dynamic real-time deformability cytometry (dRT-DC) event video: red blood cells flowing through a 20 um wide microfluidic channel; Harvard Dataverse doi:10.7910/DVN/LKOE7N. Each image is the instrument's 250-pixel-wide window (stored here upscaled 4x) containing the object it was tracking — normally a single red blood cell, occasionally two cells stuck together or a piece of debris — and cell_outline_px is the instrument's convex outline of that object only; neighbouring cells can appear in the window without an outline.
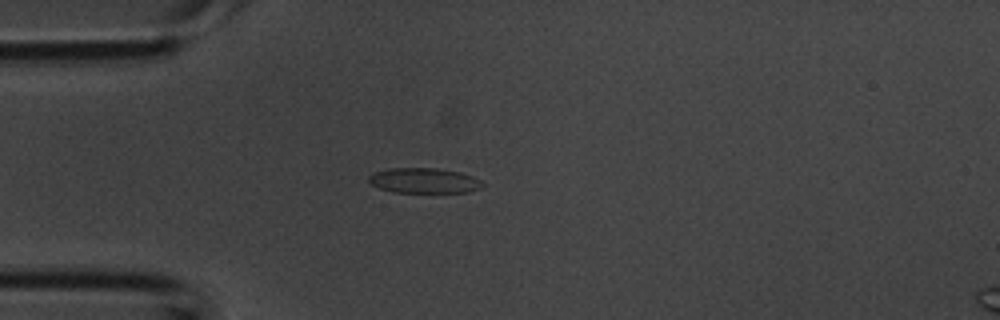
{"species": "common noctule bat (a hibernating species)", "species_latin": "Nyctalus noctula", "temperature_condition": "room temperature", "stored_images_in_passage": 28, "camera_frame_rate_fps": 3000, "um_per_image_px": 0.085, "animal": {"sex": "male", "body_mass_g": 20.1, "forearm_length_mm": 53.5}, "frame": {"image": 1, "passage_image": 1, "time_ms": 0.0, "image_size_px": [1000, 320], "cell_outline_px": [[484, 184], [480, 188], [468, 192], [392, 192], [380, 188], [372, 184], [368, 180], [368, 176], [372, 172], [388, 168], [436, 168], [460, 172], [472, 176], [480, 180]], "centroid_in_image_um": [36.01, 15.34], "position_along_channel_um": 49.0, "area_um2": 16.7}}
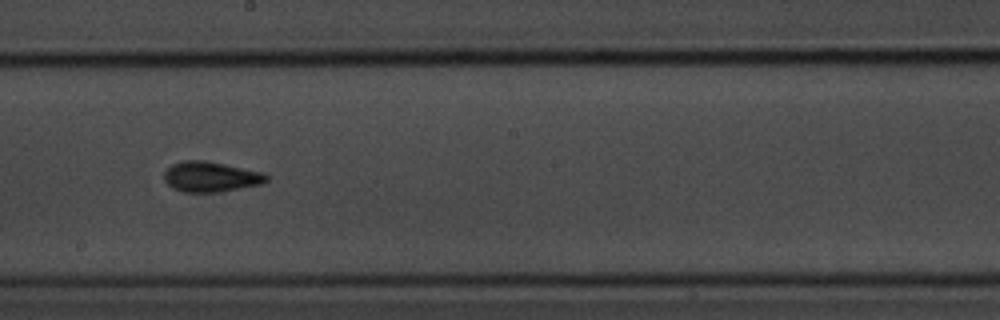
{"frame": {"image": 2, "passage_image": 13, "time_ms": 4.0, "image_size_px": [1000, 320], "cell_outline_px": [[268, 180], [264, 184], [220, 192], [184, 192], [172, 188], [164, 180], [164, 172], [172, 164], [184, 160], [204, 160], [264, 172], [268, 176]], "centroid_in_image_um": [17.93, 15.03], "position_along_channel_um": 230.3, "area_um2": 18.21}}
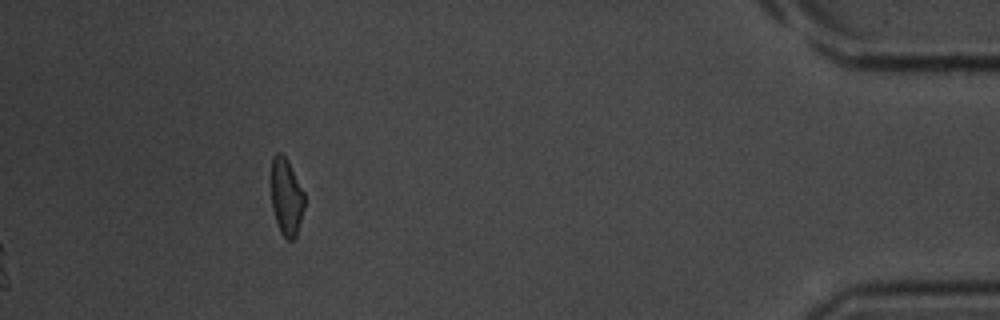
{"frame": {"image": 3, "passage_image": 28, "time_ms": 9.0, "image_size_px": [1000, 320], "cell_outline_px": [[304, 208], [296, 236], [292, 240], [288, 240], [280, 232], [272, 208], [272, 156], [276, 152], [280, 152], [288, 160], [304, 192]], "centroid_in_image_um": [24.34, 16.73], "position_along_channel_um": 410.9, "area_um2": 14.8}}